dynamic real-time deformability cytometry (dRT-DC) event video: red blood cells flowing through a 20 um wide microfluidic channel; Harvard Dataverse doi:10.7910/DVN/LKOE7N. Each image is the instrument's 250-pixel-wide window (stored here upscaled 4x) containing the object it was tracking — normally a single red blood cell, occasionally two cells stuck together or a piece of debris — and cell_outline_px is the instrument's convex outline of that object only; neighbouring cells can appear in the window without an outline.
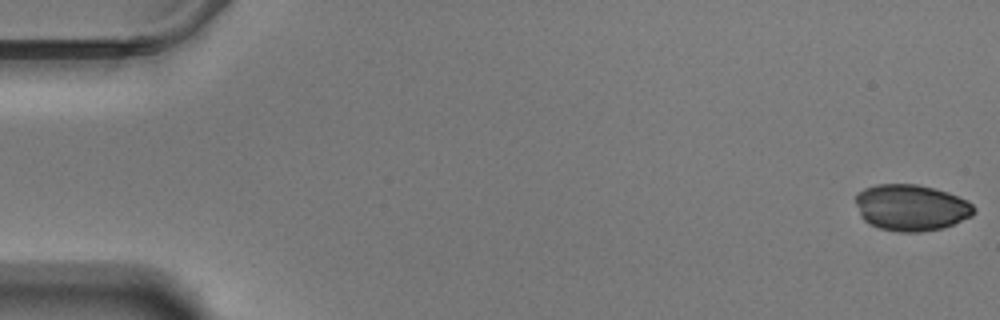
{"species": "Egyptian fruit bat (a non-hibernating species)", "species_latin": "Rousettus aegyptiacus", "temperature_condition": "warm", "stored_images_in_passage": 58, "camera_frame_rate_fps": 3000, "um_per_image_px": 0.085, "animal": {"sex": "male"}, "frame": {"image": 1, "passage_image": 1, "time_ms": 0.0, "image_size_px": [1000, 320], "cell_outline_px": [[976, 212], [972, 216], [944, 228], [920, 232], [900, 232], [880, 228], [868, 224], [860, 216], [856, 204], [856, 192], [864, 188], [876, 184], [916, 184], [948, 192], [968, 200], [976, 208]], "centroid_in_image_um": [77.45, 17.65], "position_along_channel_um": 7.5, "area_um2": 32.25}}
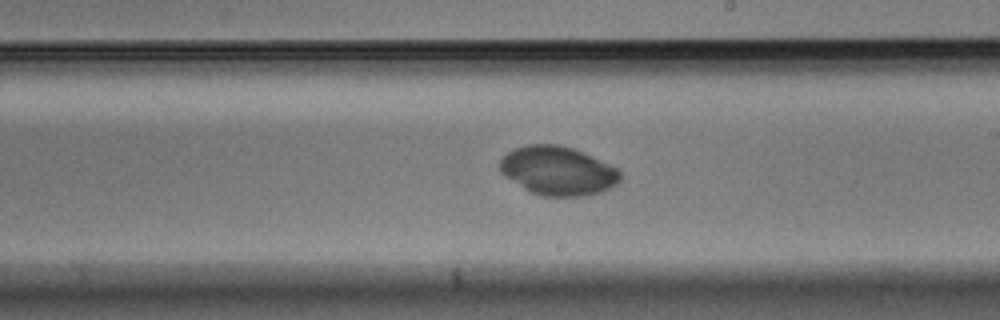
{"frame": {"image": 2, "passage_image": 34, "time_ms": 11.0, "image_size_px": [1000, 320], "cell_outline_px": [[620, 180], [616, 184], [600, 192], [584, 196], [540, 196], [524, 188], [504, 176], [500, 172], [500, 160], [508, 152], [516, 148], [528, 144], [560, 144], [572, 148], [620, 168]], "centroid_in_image_um": [47.42, 14.51], "position_along_channel_um": 241.6, "area_um2": 34.16}}
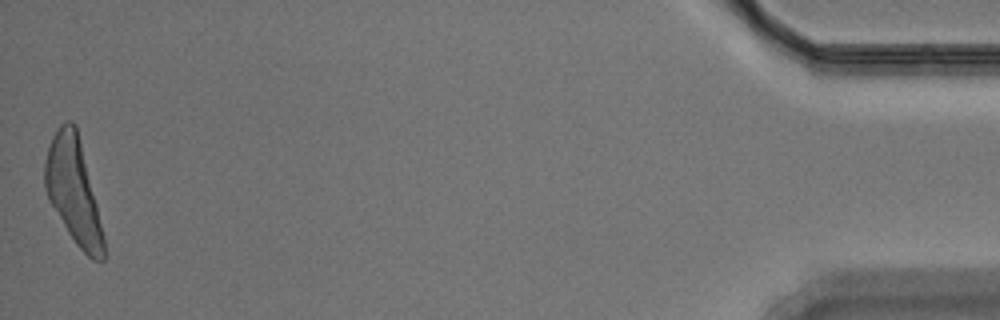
{"frame": {"image": 3, "passage_image": 58, "time_ms": 19.0, "image_size_px": [1000, 320], "cell_outline_px": [[104, 260], [92, 260], [76, 244], [68, 232], [48, 200], [44, 188], [44, 160], [52, 136], [60, 124], [68, 120], [72, 120], [76, 124], [104, 236]], "centroid_in_image_um": [6.21, 16.18], "position_along_channel_um": 429.0, "area_um2": 35.72}}